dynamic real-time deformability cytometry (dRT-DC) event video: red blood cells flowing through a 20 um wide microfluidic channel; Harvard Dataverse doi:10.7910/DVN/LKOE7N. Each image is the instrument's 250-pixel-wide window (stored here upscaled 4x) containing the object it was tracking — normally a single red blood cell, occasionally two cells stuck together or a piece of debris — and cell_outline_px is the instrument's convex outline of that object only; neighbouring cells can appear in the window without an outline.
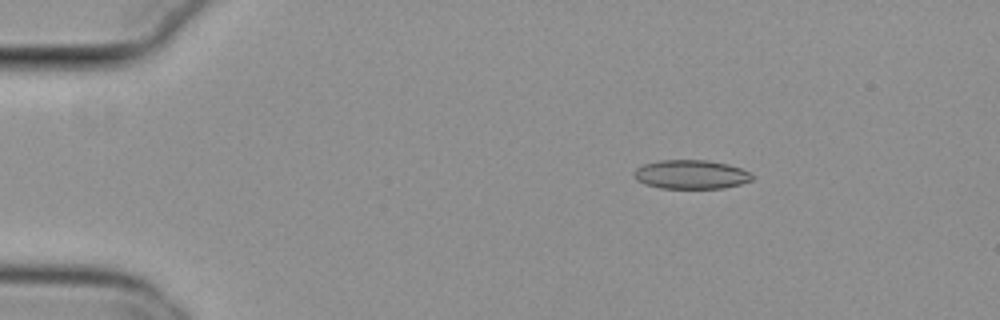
{"species": "common noctule bat (a hibernating species)", "species_latin": "Nyctalus noctula", "temperature_condition": "cold", "stored_images_in_passage": 55, "camera_frame_rate_fps": 3000, "um_per_image_px": 0.085, "animal": {"sex": "female", "body_mass_g": 29.2, "forearm_length_mm": 56.3}, "frame": {"image": 1, "passage_image": 10, "time_ms": 3.0, "image_size_px": [1000, 320], "cell_outline_px": [[752, 180], [740, 184], [724, 188], [660, 188], [644, 184], [636, 180], [636, 168], [644, 164], [660, 160], [708, 160], [728, 164], [740, 168], [748, 172], [752, 176]], "centroid_in_image_um": [58.74, 14.83], "position_along_channel_um": 26.3, "area_um2": 19.77}}
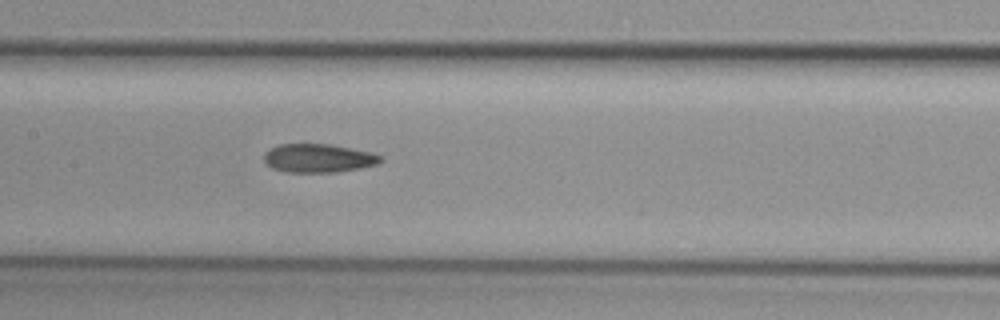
{"frame": {"image": 2, "passage_image": 28, "time_ms": 9.0, "image_size_px": [1000, 320], "cell_outline_px": [[380, 160], [376, 164], [360, 168], [336, 172], [284, 172], [272, 168], [264, 160], [264, 152], [280, 144], [328, 144], [372, 152], [380, 156]], "centroid_in_image_um": [27.03, 13.45], "position_along_channel_um": 180.4, "area_um2": 19.19}}
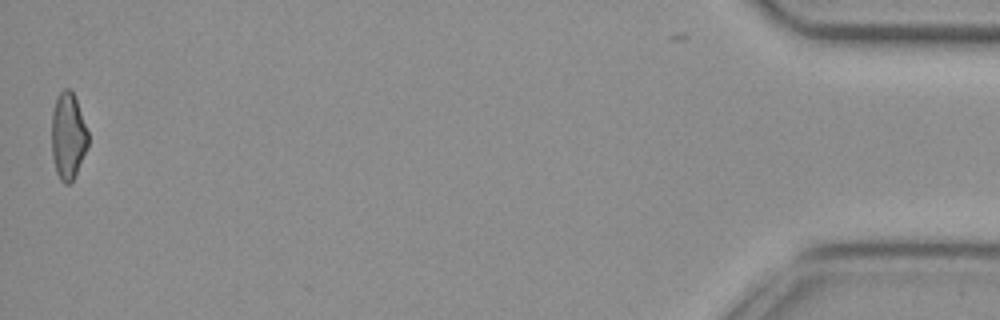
{"frame": {"image": 3, "passage_image": 55, "time_ms": 18.0, "image_size_px": [1000, 320], "cell_outline_px": [[88, 148], [72, 180], [68, 184], [64, 184], [60, 180], [56, 172], [52, 156], [52, 112], [56, 96], [64, 88], [68, 88], [72, 92], [76, 100], [88, 132]], "centroid_in_image_um": [5.77, 11.56], "position_along_channel_um": 429.4, "area_um2": 18.32}, "authors_computed_cell_mechanics": {"area_um2": 19.652, "velocity_mm_per_s": 3.8226, "shape_relaxation_time_tau1_ms": null, "shape_relaxation_time_tau2_ms": 5.007, "deformation_change_tau1": null, "deformation_change_tau2": 0.1404}}